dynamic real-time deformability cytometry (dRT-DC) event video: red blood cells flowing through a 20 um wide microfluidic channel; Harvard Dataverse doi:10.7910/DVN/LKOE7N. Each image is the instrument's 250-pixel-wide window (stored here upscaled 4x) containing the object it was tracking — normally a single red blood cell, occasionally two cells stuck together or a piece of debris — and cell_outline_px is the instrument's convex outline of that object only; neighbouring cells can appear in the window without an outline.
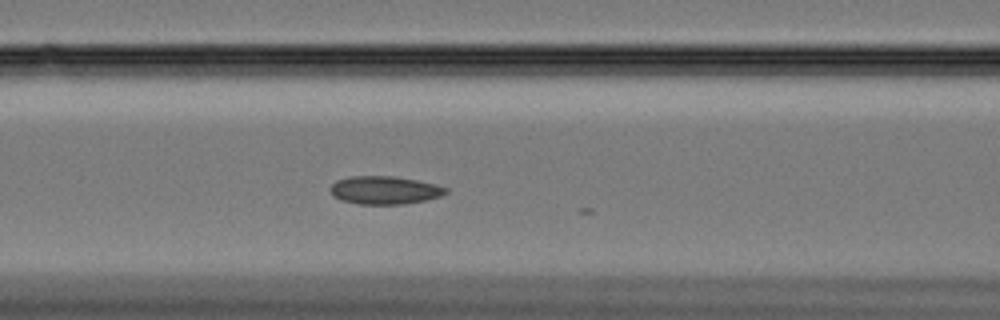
{"species": "Egyptian fruit bat (a non-hibernating species)", "species_latin": "Rousettus aegyptiacus", "temperature_condition": "cold", "stored_images_in_passage": 11, "camera_frame_rate_fps": 3000, "um_per_image_px": 0.085, "animal": {"sex": "female"}, "frame": {"image": 1, "passage_image": 7, "time_ms": 2.0, "image_size_px": [1000, 320], "cell_outline_px": [[448, 192], [440, 196], [424, 200], [404, 204], [360, 204], [340, 200], [332, 196], [328, 188], [336, 180], [352, 176], [392, 176], [416, 180], [436, 184], [448, 188]], "centroid_in_image_um": [32.65, 16.16], "position_along_channel_um": 133.9, "area_um2": 18.96}}
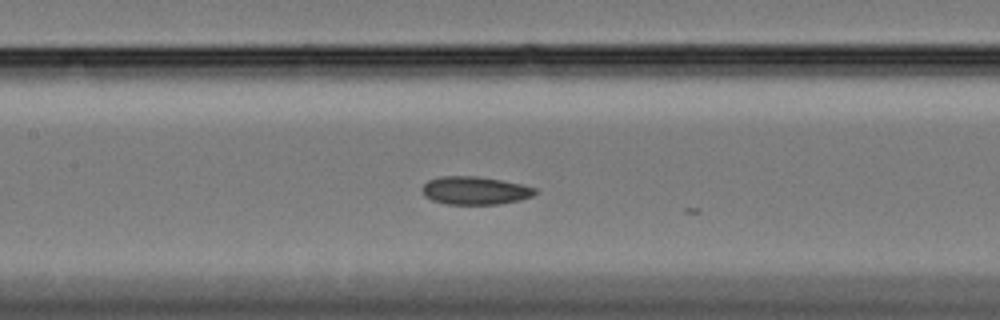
{"frame": {"image": 2, "passage_image": 10, "time_ms": 3.0, "image_size_px": [1000, 320], "cell_outline_px": [[540, 192], [532, 196], [520, 200], [500, 204], [448, 204], [432, 200], [424, 196], [424, 184], [428, 180], [440, 176], [476, 176], [500, 180], [520, 184], [536, 188]], "centroid_in_image_um": [40.41, 16.2], "position_along_channel_um": 167.0, "area_um2": 18.38}}